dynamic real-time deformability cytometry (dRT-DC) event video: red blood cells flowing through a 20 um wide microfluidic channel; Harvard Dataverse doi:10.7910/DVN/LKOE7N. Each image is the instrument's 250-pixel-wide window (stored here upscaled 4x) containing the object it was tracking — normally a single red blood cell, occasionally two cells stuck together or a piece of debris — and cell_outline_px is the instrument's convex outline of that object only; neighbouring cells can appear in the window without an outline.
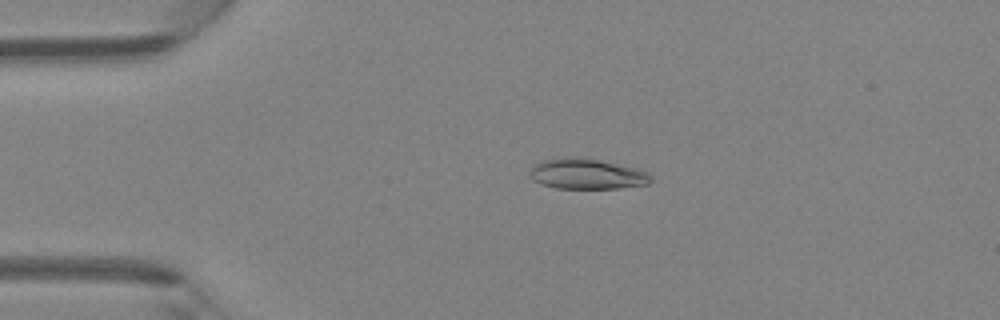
{"species": "Egyptian fruit bat (a non-hibernating species)", "species_latin": "Rousettus aegyptiacus", "temperature_condition": "room temperature", "stored_images_in_passage": 39, "camera_frame_rate_fps": 3000, "um_per_image_px": 0.085, "animal": {"sex": "female"}, "frame": {"image": 1, "passage_image": 4, "time_ms": 1.0, "image_size_px": [1000, 320], "cell_outline_px": [[652, 180], [648, 184], [620, 188], [556, 188], [540, 184], [532, 180], [528, 176], [528, 172], [540, 160], [568, 156], [572, 156], [600, 160], [636, 168], [648, 172], [652, 176]], "centroid_in_image_um": [49.85, 14.78], "position_along_channel_um": 35.2, "area_um2": 21.73}}
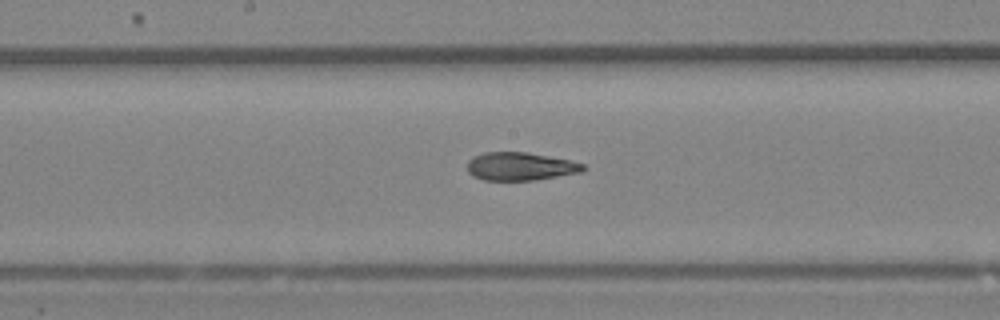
{"frame": {"image": 2, "passage_image": 18, "time_ms": 5.667, "image_size_px": [1000, 320], "cell_outline_px": [[588, 168], [580, 172], [532, 180], [484, 180], [472, 176], [468, 172], [468, 160], [472, 156], [484, 152], [528, 152], [568, 160], [584, 164]], "centroid_in_image_um": [44.18, 14.13], "position_along_channel_um": 204.0, "area_um2": 18.9}}
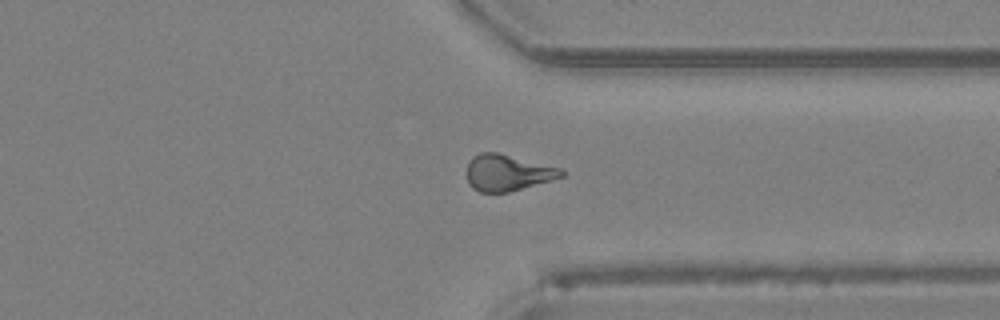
{"frame": {"image": 3, "passage_image": 29, "time_ms": 9.333, "image_size_px": [1000, 320], "cell_outline_px": [[564, 176], [552, 180], [508, 192], [480, 192], [472, 188], [468, 184], [468, 160], [472, 156], [480, 152], [496, 152], [564, 168]], "centroid_in_image_um": [43.16, 14.67], "position_along_channel_um": 368.2, "area_um2": 20.11}}